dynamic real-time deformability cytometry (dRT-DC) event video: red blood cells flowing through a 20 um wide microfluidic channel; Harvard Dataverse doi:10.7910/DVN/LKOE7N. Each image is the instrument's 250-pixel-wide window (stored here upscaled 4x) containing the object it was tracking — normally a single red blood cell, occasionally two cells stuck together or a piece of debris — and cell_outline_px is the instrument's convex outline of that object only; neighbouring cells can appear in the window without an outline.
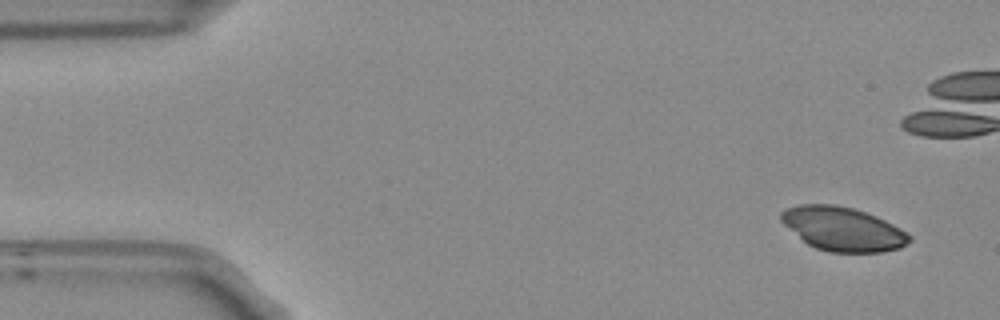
{"species": "Egyptian fruit bat (a non-hibernating species)", "species_latin": "Rousettus aegyptiacus", "temperature_condition": "room temperature", "stored_images_in_passage": 15, "camera_frame_rate_fps": 3000, "um_per_image_px": 0.085, "frame": {"image": 1, "passage_image": 3, "time_ms": 0.667, "image_size_px": [1000, 320], "cell_outline_px": [[912, 240], [900, 248], [880, 252], [828, 252], [816, 248], [808, 244], [784, 224], [780, 220], [780, 212], [788, 208], [800, 204], [836, 204], [852, 208], [876, 216], [900, 228], [912, 236]], "centroid_in_image_um": [71.65, 19.46], "position_along_channel_um": 13.3, "area_um2": 32.6}}